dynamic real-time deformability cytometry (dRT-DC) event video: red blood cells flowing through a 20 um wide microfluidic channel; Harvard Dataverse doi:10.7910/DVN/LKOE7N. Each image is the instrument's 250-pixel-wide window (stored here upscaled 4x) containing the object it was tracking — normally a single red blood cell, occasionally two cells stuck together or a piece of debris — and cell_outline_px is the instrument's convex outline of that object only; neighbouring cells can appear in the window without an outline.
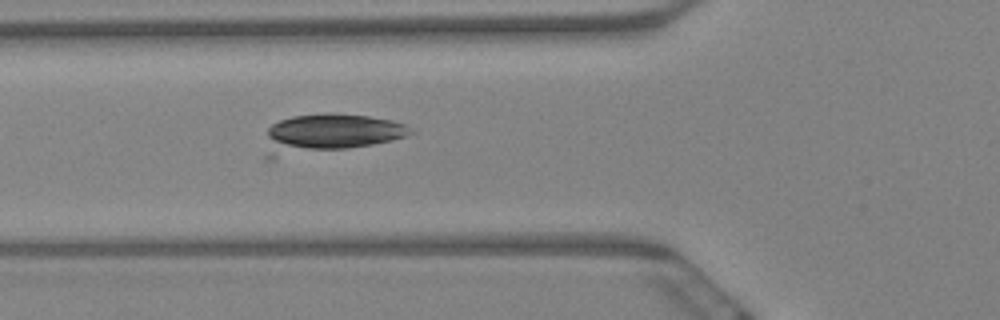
{"species": "Egyptian fruit bat (a non-hibernating species)", "species_latin": "Rousettus aegyptiacus", "temperature_condition": "warm", "stored_images_in_passage": 5, "camera_frame_rate_fps": 3000, "um_per_image_px": 0.085, "animal": {"sex": "female"}, "frame": {"image": 1, "passage_image": 5, "time_ms": 1.333, "image_size_px": [1000, 320], "cell_outline_px": [[416, 132], [408, 136], [392, 140], [372, 144], [348, 148], [308, 148], [276, 144], [268, 136], [268, 128], [272, 124], [280, 120], [292, 116], [368, 116], [392, 120], [404, 124], [412, 128]], "centroid_in_image_um": [28.55, 11.17], "position_along_channel_um": 97.2, "area_um2": 27.46}}